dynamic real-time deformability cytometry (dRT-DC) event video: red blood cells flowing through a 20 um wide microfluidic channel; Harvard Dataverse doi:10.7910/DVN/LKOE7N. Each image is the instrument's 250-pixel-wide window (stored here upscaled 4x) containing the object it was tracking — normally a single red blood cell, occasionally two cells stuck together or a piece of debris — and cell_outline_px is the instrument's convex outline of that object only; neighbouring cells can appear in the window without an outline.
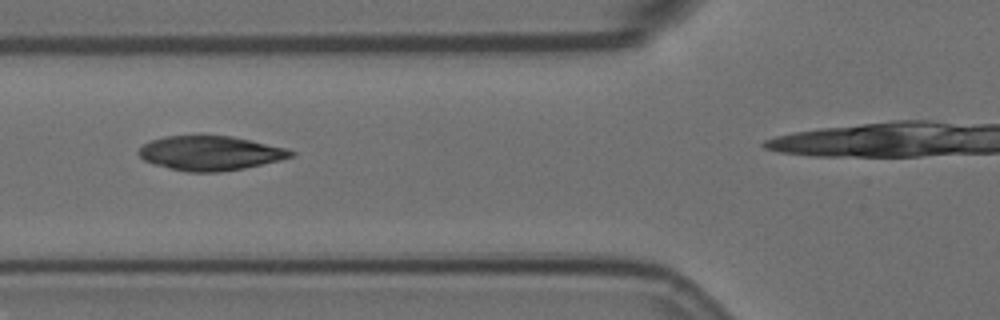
{"species": "Egyptian fruit bat (a non-hibernating species)", "species_latin": "Rousettus aegyptiacus", "temperature_condition": "room temperature", "stored_images_in_passage": 10, "camera_frame_rate_fps": 3000, "um_per_image_px": 0.085, "animal": {"sex": "female"}, "frame": {"image": 1, "passage_image": 2, "time_ms": 0.333, "image_size_px": [1000, 320], "cell_outline_px": [[296, 152], [292, 156], [280, 160], [244, 168], [220, 172], [188, 172], [168, 168], [152, 164], [144, 160], [136, 152], [144, 144], [152, 140], [168, 136], [232, 136], [288, 148]], "centroid_in_image_um": [17.87, 13.02], "position_along_channel_um": 107.9, "area_um2": 30.46}}